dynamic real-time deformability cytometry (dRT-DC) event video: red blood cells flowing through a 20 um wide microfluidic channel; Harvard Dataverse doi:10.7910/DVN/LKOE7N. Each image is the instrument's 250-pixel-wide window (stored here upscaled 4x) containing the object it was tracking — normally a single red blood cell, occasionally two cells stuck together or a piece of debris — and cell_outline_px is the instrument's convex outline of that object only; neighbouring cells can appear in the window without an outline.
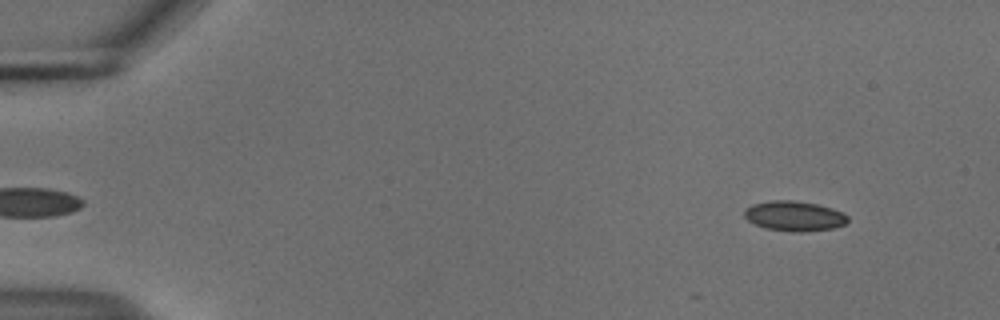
{"species": "common noctule bat (a hibernating species)", "species_latin": "Nyctalus noctula", "temperature_condition": "cold", "stored_images_in_passage": 15, "camera_frame_rate_fps": 3000, "um_per_image_px": 0.085, "animal": {"sex": "male", "body_mass_g": 18.8}, "frame": {"image": 1, "passage_image": 3, "time_ms": 0.667, "image_size_px": [1000, 320], "cell_outline_px": [[848, 220], [844, 224], [832, 228], [804, 232], [792, 232], [764, 228], [748, 220], [744, 216], [744, 208], [752, 204], [772, 200], [796, 200], [816, 204], [832, 208], [844, 212], [848, 216]], "centroid_in_image_um": [67.51, 18.35], "position_along_channel_um": 17.5, "area_um2": 18.21}}
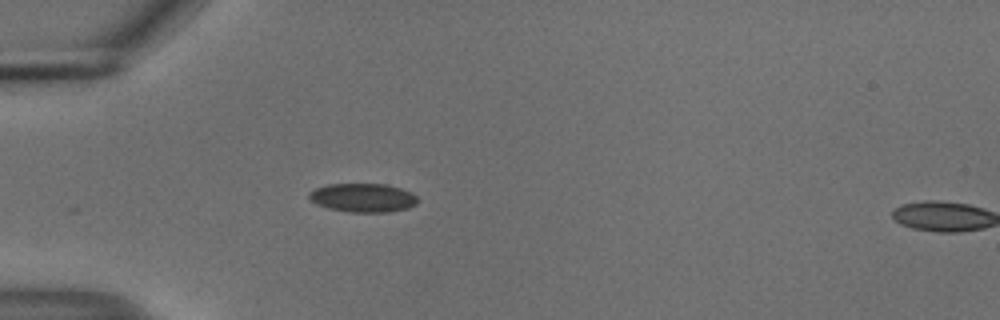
{"frame": {"image": 2, "passage_image": 14, "time_ms": 4.333, "image_size_px": [1000, 320], "cell_outline_px": [[416, 204], [408, 208], [388, 212], [348, 212], [328, 208], [316, 204], [308, 200], [308, 192], [316, 188], [328, 184], [384, 184], [400, 188], [412, 192], [416, 196]], "centroid_in_image_um": [30.81, 16.81], "position_along_channel_um": 54.2, "area_um2": 18.26}}